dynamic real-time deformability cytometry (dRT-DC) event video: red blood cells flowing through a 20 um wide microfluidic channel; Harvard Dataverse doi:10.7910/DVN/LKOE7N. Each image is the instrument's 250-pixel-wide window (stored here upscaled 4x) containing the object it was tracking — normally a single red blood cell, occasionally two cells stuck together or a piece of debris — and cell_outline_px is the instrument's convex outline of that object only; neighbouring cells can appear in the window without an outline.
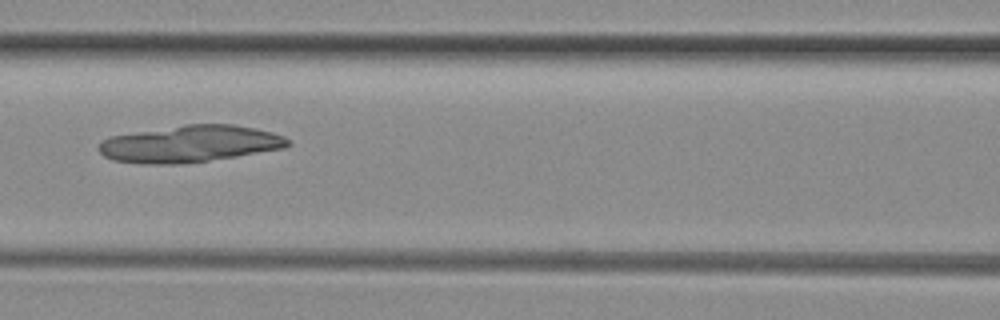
{"species": "common noctule bat (a hibernating species)", "species_latin": "Nyctalus noctula", "temperature_condition": "room temperature", "stored_images_in_passage": 43, "camera_frame_rate_fps": 3000, "um_per_image_px": 0.085, "animal": {"sex": "female", "body_mass_g": 29.2, "forearm_length_mm": 56.3}, "frame": {"image": 1, "passage_image": 15, "time_ms": 4.667, "image_size_px": [1000, 320], "cell_outline_px": [[292, 144], [284, 148], [236, 156], [180, 164], [140, 164], [112, 160], [104, 156], [96, 148], [100, 140], [112, 136], [184, 124], [232, 124], [256, 128], [272, 132], [284, 136]], "centroid_in_image_um": [16.11, 12.23], "position_along_channel_um": 150.5, "area_um2": 40.63}}
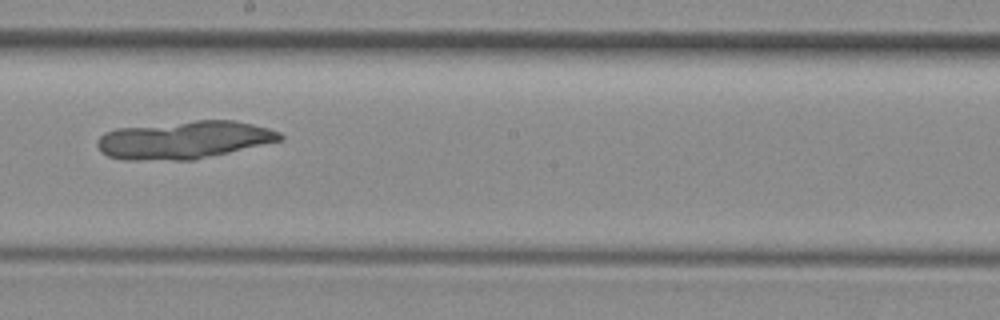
{"frame": {"image": 2, "passage_image": 21, "time_ms": 6.667, "image_size_px": [1000, 320], "cell_outline_px": [[284, 140], [192, 160], [124, 160], [108, 156], [100, 152], [96, 144], [100, 136], [104, 132], [116, 128], [196, 120], [236, 120], [268, 128], [280, 132], [284, 136]], "centroid_in_image_um": [15.63, 11.89], "position_along_channel_um": 232.6, "area_um2": 40.4}}
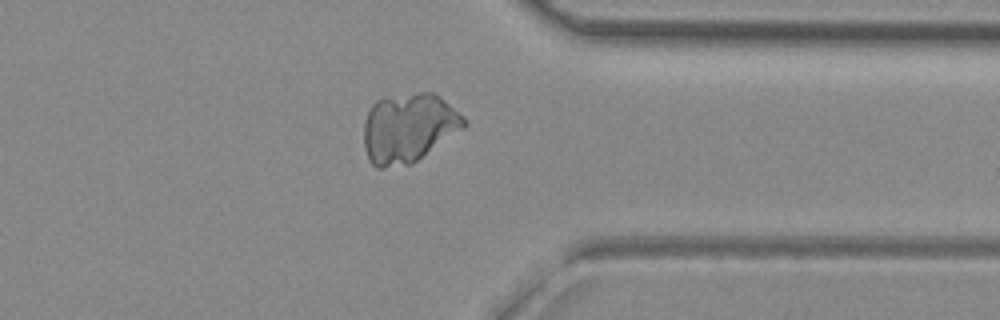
{"frame": {"image": 3, "passage_image": 32, "time_ms": 10.333, "image_size_px": [1000, 320], "cell_outline_px": [[468, 124], [464, 128], [412, 164], [384, 168], [376, 168], [368, 160], [364, 148], [364, 124], [368, 112], [372, 104], [376, 100], [416, 92], [432, 92], [440, 96], [464, 116], [468, 120]], "centroid_in_image_um": [34.74, 10.88], "position_along_channel_um": 376.7, "area_um2": 40.63}}